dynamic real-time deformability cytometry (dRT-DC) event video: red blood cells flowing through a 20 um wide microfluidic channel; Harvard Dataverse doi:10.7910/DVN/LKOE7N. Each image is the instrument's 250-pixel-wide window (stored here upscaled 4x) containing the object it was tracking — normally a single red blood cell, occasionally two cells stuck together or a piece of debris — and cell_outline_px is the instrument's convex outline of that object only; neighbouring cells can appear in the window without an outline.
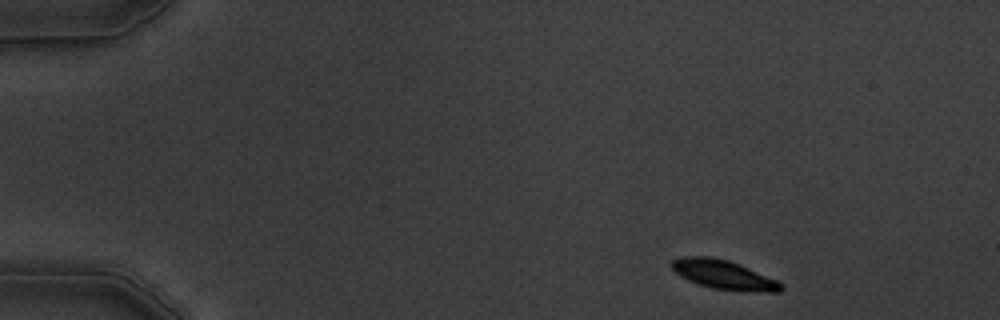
{"species": "common noctule bat (a hibernating species)", "species_latin": "Nyctalus noctula", "temperature_condition": "warm", "stored_images_in_passage": 6, "camera_frame_rate_fps": 3000, "um_per_image_px": 0.085, "animal": {"sex": "male", "body_mass_g": 19.5, "forearm_length_mm": 54.6}, "frame": {"image": 1, "passage_image": 6, "time_ms": 6.667, "image_size_px": [1000, 320], "cell_outline_px": [[784, 288], [780, 292], [768, 292], [712, 288], [688, 280], [680, 276], [668, 264], [672, 260], [684, 256], [712, 256], [728, 260], [748, 268], [776, 280], [784, 284]], "centroid_in_image_um": [61.48, 23.33], "position_along_channel_um": 23.5, "area_um2": 18.32}}